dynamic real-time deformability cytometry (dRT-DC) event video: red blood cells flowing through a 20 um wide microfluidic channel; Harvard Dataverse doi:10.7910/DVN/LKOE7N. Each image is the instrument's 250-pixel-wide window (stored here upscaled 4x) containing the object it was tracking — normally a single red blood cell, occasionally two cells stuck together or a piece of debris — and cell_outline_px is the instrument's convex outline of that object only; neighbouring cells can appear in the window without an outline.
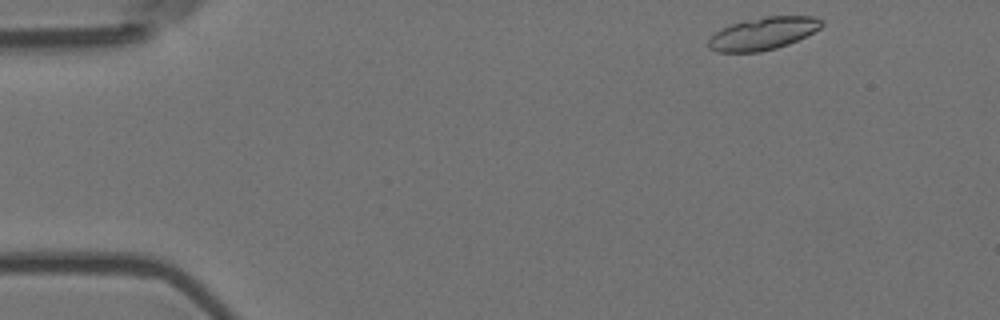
{"species": "Egyptian fruit bat (a non-hibernating species)", "species_latin": "Rousettus aegyptiacus", "temperature_condition": "room temperature", "stored_images_in_passage": 3, "camera_frame_rate_fps": 3000, "um_per_image_px": 0.085, "animal": {"sex": "female"}, "frame": {"image": 1, "passage_image": 1, "time_ms": 0.0, "image_size_px": [1000, 320], "cell_outline_px": [[824, 24], [820, 28], [788, 44], [776, 48], [760, 52], [716, 52], [708, 48], [708, 40], [716, 32], [732, 24], [744, 20], [764, 16], [816, 16], [824, 20]], "centroid_in_image_um": [64.87, 2.84], "position_along_channel_um": 20.1, "area_um2": 21.39}}